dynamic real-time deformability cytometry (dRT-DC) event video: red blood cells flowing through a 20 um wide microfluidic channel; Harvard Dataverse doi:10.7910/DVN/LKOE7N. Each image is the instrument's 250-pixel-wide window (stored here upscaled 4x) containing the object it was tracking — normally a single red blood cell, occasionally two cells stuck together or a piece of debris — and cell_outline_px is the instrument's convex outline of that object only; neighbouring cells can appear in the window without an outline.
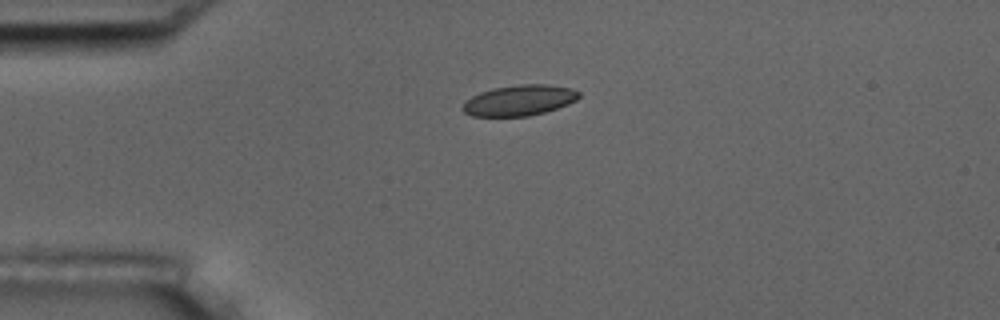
{"species": "common noctule bat (a hibernating species)", "species_latin": "Nyctalus noctula", "temperature_condition": "room temperature", "stored_images_in_passage": 1, "camera_frame_rate_fps": 3000, "um_per_image_px": 0.085, "animal": {"sex": "male", "body_mass_g": 17.5, "forearm_length_mm": 52.3}, "frame": {"image": 1, "passage_image": 1, "time_ms": 0.0, "image_size_px": [1000, 320], "cell_outline_px": [[580, 96], [576, 100], [568, 104], [544, 112], [528, 116], [472, 116], [464, 112], [460, 108], [464, 100], [480, 92], [492, 88], [520, 84], [548, 84], [572, 88], [580, 92]], "centroid_in_image_um": [44.11, 8.52], "position_along_channel_um": 40.9, "area_um2": 20.92}}